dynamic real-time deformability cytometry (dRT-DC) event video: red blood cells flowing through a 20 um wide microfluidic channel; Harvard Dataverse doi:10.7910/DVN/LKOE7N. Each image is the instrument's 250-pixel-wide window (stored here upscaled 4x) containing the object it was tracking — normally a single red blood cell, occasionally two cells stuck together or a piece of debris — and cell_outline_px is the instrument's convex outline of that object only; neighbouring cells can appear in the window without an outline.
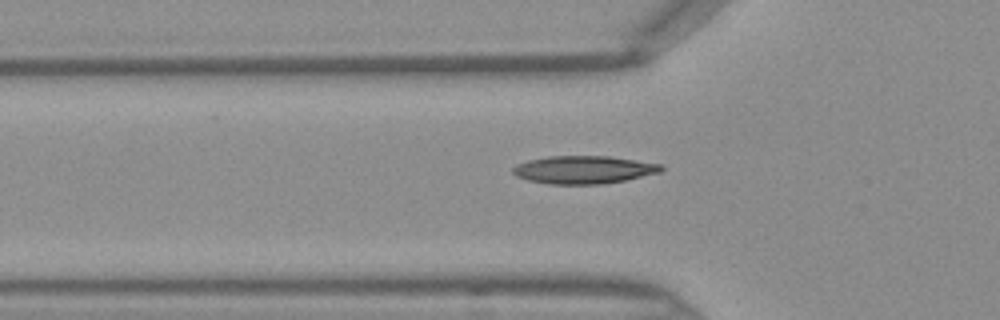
{"species": "Egyptian fruit bat (a non-hibernating species)", "species_latin": "Rousettus aegyptiacus", "temperature_condition": "warm", "stored_images_in_passage": 34, "camera_frame_rate_fps": 3000, "um_per_image_px": 0.085, "frame": {"image": 1, "passage_image": 8, "time_ms": 2.333, "image_size_px": [1000, 320], "cell_outline_px": [[664, 168], [660, 172], [624, 180], [604, 184], [552, 184], [528, 180], [516, 176], [512, 172], [512, 168], [516, 164], [528, 160], [548, 156], [608, 156], [664, 164]], "centroid_in_image_um": [49.61, 14.42], "position_along_channel_um": 76.2, "area_um2": 24.1}}
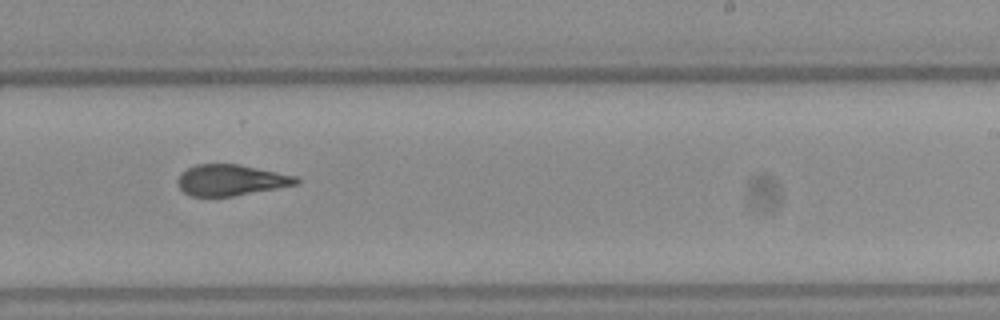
{"frame": {"image": 2, "passage_image": 21, "time_ms": 6.667, "image_size_px": [1000, 320], "cell_outline_px": [[300, 180], [296, 184], [276, 188], [232, 196], [192, 196], [184, 192], [180, 188], [176, 180], [180, 172], [196, 164], [236, 164], [296, 176]], "centroid_in_image_um": [19.56, 15.3], "position_along_channel_um": 269.4, "area_um2": 21.1}}
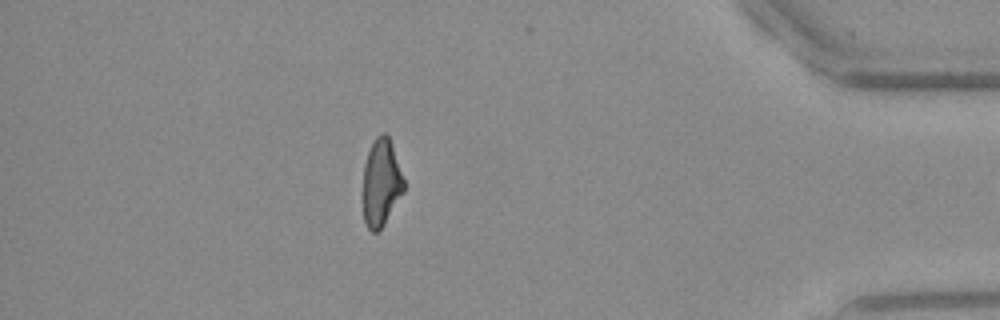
{"frame": {"image": 3, "passage_image": 33, "time_ms": 10.667, "image_size_px": [1000, 320], "cell_outline_px": [[404, 192], [384, 224], [376, 232], [372, 232], [368, 228], [364, 220], [364, 164], [368, 152], [376, 136], [380, 132], [384, 132], [388, 136], [392, 144], [404, 180]], "centroid_in_image_um": [32.41, 15.51], "position_along_channel_um": 402.8, "area_um2": 20.52}}